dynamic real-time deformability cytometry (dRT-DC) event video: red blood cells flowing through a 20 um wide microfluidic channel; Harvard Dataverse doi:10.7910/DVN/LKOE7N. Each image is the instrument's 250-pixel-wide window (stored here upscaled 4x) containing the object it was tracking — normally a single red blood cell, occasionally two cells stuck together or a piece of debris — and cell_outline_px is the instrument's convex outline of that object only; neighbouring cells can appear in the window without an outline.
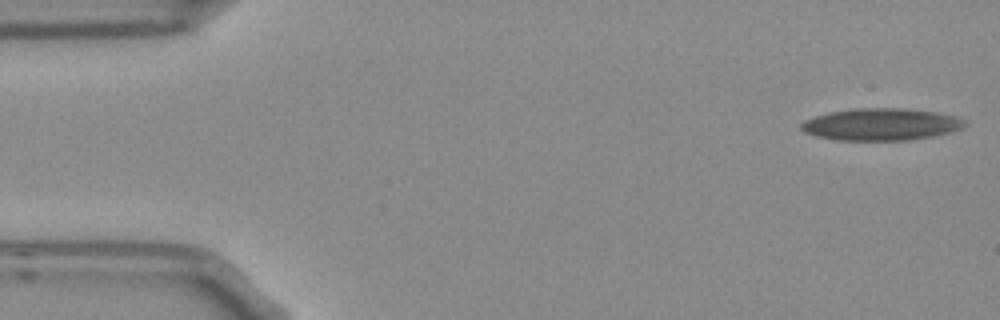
{"species": "Egyptian fruit bat (a non-hibernating species)", "species_latin": "Rousettus aegyptiacus", "temperature_condition": "room temperature", "stored_images_in_passage": 9, "camera_frame_rate_fps": 3000, "um_per_image_px": 0.085, "frame": {"image": 1, "passage_image": 1, "time_ms": 0.0, "image_size_px": [1000, 320], "cell_outline_px": [[968, 124], [964, 128], [932, 136], [908, 140], [836, 140], [816, 136], [804, 132], [800, 128], [800, 124], [804, 120], [828, 112], [856, 108], [904, 108], [936, 112], [956, 116], [968, 120]], "centroid_in_image_um": [74.91, 10.56], "position_along_channel_um": 10.1, "area_um2": 30.75}}